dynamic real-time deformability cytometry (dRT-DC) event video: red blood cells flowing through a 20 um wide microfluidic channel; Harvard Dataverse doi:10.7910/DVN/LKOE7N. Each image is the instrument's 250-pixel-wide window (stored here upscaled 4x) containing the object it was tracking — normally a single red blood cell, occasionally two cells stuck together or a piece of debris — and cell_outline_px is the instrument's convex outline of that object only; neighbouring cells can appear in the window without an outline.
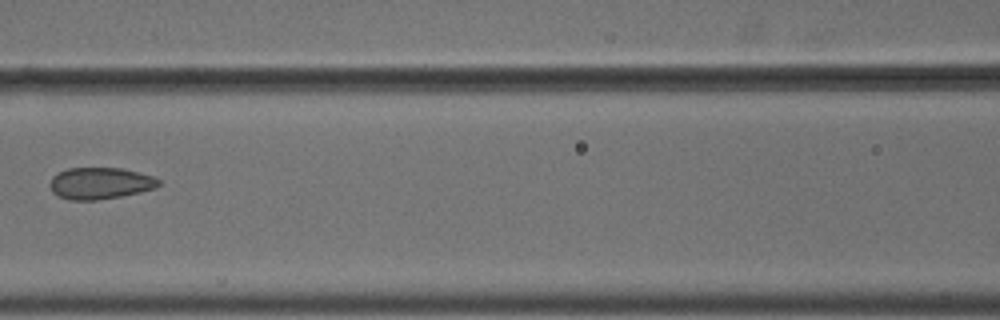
{"species": "common noctule bat (a hibernating species)", "species_latin": "Nyctalus noctula", "temperature_condition": "cold", "stored_images_in_passage": 5, "camera_frame_rate_fps": 3000, "um_per_image_px": 0.085, "animal": {"sex": "male", "body_mass_g": 18.8}, "frame": {"image": 1, "passage_image": 5, "time_ms": 1.333, "image_size_px": [1000, 320], "cell_outline_px": [[160, 184], [156, 188], [140, 192], [120, 196], [96, 200], [68, 200], [52, 192], [48, 184], [52, 176], [68, 168], [120, 168], [152, 176], [160, 180]], "centroid_in_image_um": [8.48, 15.58], "position_along_channel_um": 158.1, "area_um2": 20.0}}